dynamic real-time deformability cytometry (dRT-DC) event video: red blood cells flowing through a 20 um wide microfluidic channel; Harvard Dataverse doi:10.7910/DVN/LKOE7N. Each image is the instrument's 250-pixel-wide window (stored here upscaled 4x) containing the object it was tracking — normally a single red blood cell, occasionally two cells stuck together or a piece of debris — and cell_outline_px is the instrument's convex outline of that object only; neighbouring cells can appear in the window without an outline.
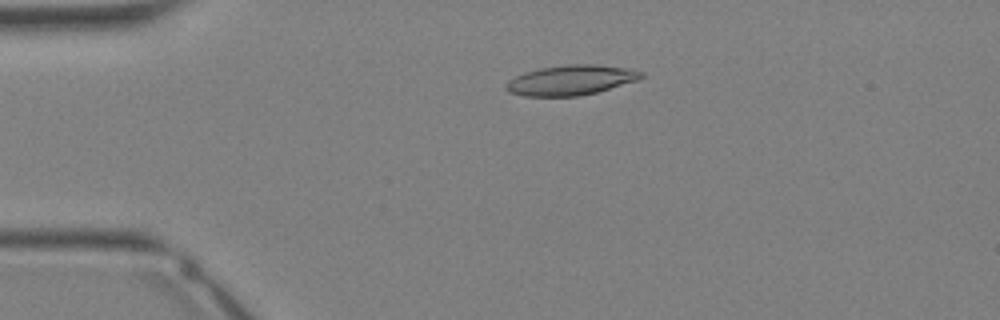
{"species": "Egyptian fruit bat (a non-hibernating species)", "species_latin": "Rousettus aegyptiacus", "temperature_condition": "warm", "stored_images_in_passage": 31, "camera_frame_rate_fps": 3000, "um_per_image_px": 0.085, "animal": {"sex": "female"}, "frame": {"image": 1, "passage_image": 4, "time_ms": 1.0, "image_size_px": [1000, 320], "cell_outline_px": [[644, 76], [636, 80], [596, 92], [580, 96], [524, 96], [508, 92], [504, 88], [504, 84], [508, 80], [524, 72], [540, 68], [568, 64], [592, 64], [628, 68], [644, 72]], "centroid_in_image_um": [48.47, 6.81], "position_along_channel_um": 36.5, "area_um2": 23.58}}
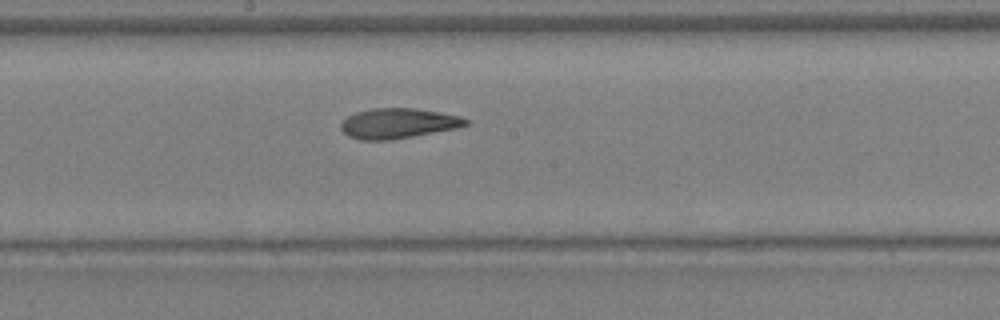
{"frame": {"image": 2, "passage_image": 15, "time_ms": 4.667, "image_size_px": [1000, 320], "cell_outline_px": [[468, 124], [456, 128], [412, 136], [388, 140], [360, 140], [348, 136], [340, 128], [340, 124], [348, 116], [356, 112], [372, 108], [416, 108], [460, 116], [468, 120]], "centroid_in_image_um": [33.81, 10.48], "position_along_channel_um": 214.4, "area_um2": 21.73}}
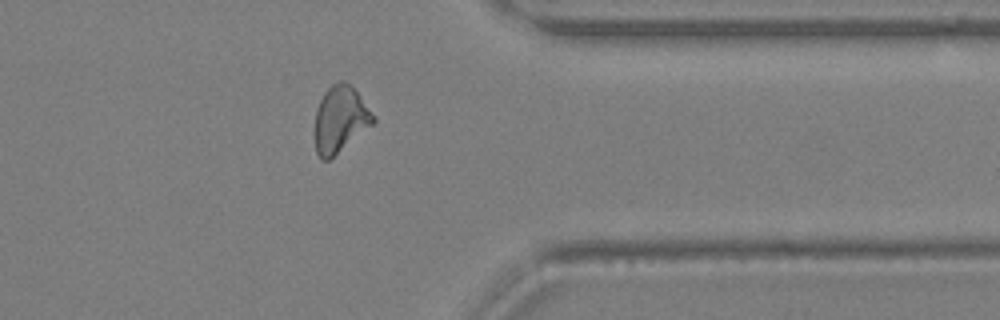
{"frame": {"image": 3, "passage_image": 24, "time_ms": 7.667, "image_size_px": [1000, 320], "cell_outline_px": [[376, 120], [372, 124], [328, 160], [320, 160], [316, 152], [316, 108], [324, 92], [332, 84], [340, 80], [344, 80], [356, 92]], "centroid_in_image_um": [28.88, 10.13], "position_along_channel_um": 382.5, "area_um2": 21.73}}